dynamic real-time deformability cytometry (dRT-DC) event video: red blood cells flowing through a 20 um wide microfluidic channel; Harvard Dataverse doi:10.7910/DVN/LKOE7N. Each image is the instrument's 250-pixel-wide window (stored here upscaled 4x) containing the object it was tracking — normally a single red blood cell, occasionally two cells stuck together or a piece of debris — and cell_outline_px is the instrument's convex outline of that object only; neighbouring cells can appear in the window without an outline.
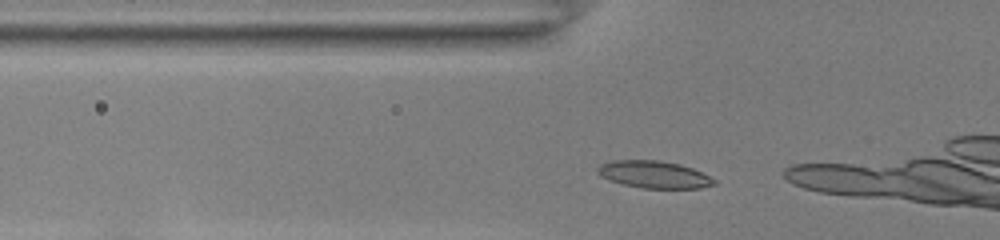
{"species": "common noctule bat (a hibernating species)", "species_latin": "Nyctalus noctula", "temperature_condition": "room temperature", "stored_images_in_passage": 35, "camera_frame_rate_fps": 3000, "um_per_image_px": 0.085, "animal": {"sex": "female", "body_mass_g": 22.0, "forearm_length_mm": 56.7}, "frame": {"image": 1, "passage_image": 6, "time_ms": 1.667, "image_size_px": [1000, 240], "cell_outline_px": [[716, 184], [700, 188], [640, 188], [608, 180], [600, 176], [596, 172], [596, 168], [600, 164], [612, 160], [660, 160], [680, 164], [692, 168], [716, 180]], "centroid_in_image_um": [55.54, 14.83], "position_along_channel_um": 70.3, "area_um2": 18.55}}
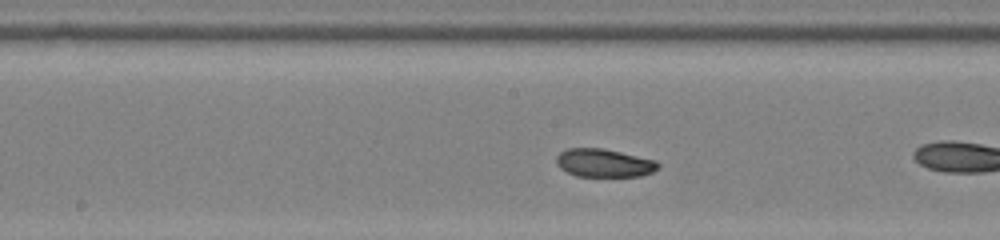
{"frame": {"image": 2, "passage_image": 16, "time_ms": 5.0, "image_size_px": [1000, 240], "cell_outline_px": [[660, 168], [652, 172], [640, 176], [576, 176], [560, 168], [556, 164], [556, 156], [560, 152], [568, 148], [600, 148], [620, 152], [656, 160], [660, 164]], "centroid_in_image_um": [51.34, 13.85], "position_along_channel_um": 196.9, "area_um2": 16.7}, "authors_computed_cell_mechanics": {"area_um2": 17.051, "velocity_mm_per_s": 3.8687, "shape_relaxation_time_tau1_ms": 10.7712, "shape_relaxation_time_tau2_ms": 2.4099, "deformation_change_tau1": 0.1648, "deformation_change_tau2": 0.0584}}